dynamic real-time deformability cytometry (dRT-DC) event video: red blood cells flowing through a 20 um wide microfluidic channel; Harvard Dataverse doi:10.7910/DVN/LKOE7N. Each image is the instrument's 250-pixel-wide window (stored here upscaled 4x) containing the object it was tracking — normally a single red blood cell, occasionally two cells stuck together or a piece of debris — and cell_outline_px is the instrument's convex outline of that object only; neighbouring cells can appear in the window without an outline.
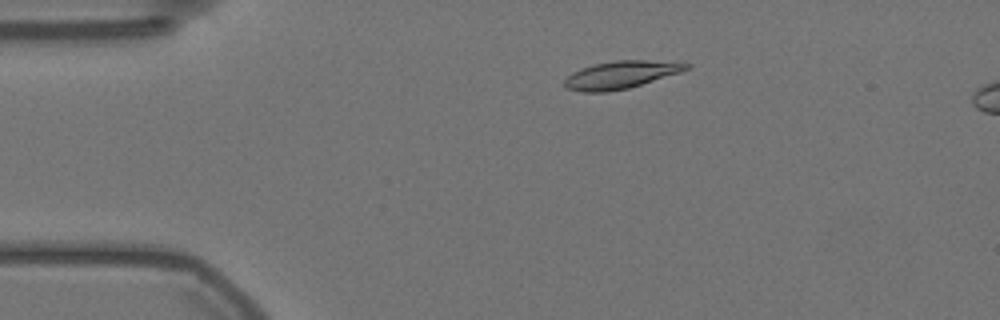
{"species": "Egyptian fruit bat (a non-hibernating species)", "species_latin": "Rousettus aegyptiacus", "temperature_condition": "warm", "stored_images_in_passage": 56, "camera_frame_rate_fps": 3000, "um_per_image_px": 0.085, "animal": {"sex": "female"}, "frame": {"image": 1, "passage_image": 11, "time_ms": 3.333, "image_size_px": [1000, 320], "cell_outline_px": [[692, 64], [688, 68], [680, 72], [628, 88], [608, 92], [584, 92], [564, 88], [564, 80], [572, 72], [580, 68], [596, 64], [616, 60], [648, 60]], "centroid_in_image_um": [52.71, 6.36], "position_along_channel_um": 32.3, "area_um2": 19.36}}
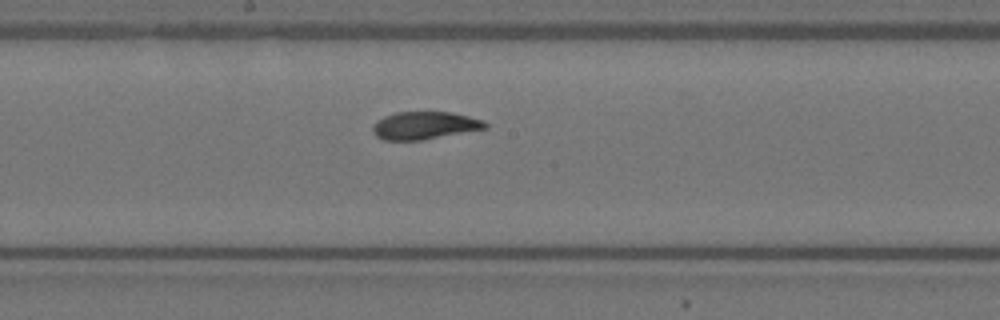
{"frame": {"image": 2, "passage_image": 30, "time_ms": 9.667, "image_size_px": [1000, 320], "cell_outline_px": [[488, 128], [420, 140], [384, 140], [376, 136], [372, 132], [372, 124], [376, 120], [384, 116], [396, 112], [452, 112], [484, 120], [488, 124]], "centroid_in_image_um": [36.07, 10.66], "position_along_channel_um": 212.1, "area_um2": 18.21}}
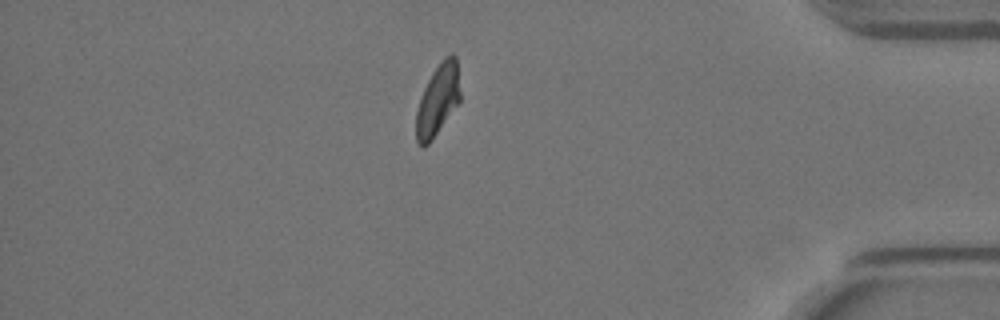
{"frame": {"image": 3, "passage_image": 49, "time_ms": 16.0, "image_size_px": [1000, 320], "cell_outline_px": [[460, 104], [432, 140], [424, 148], [420, 148], [416, 140], [416, 112], [424, 88], [432, 72], [440, 60], [444, 56], [452, 52], [456, 56], [460, 92]], "centroid_in_image_um": [37.23, 8.51], "position_along_channel_um": 398.0, "area_um2": 18.73}, "authors_computed_cell_mechanics": {"area_um2": 18.8139, "velocity_mm_per_s": 3.524, "shape_relaxation_time_tau1_ms": null, "shape_relaxation_time_tau2_ms": 1.1973, "deformation_change_tau1": null, "deformation_change_tau2": 0.0557}}